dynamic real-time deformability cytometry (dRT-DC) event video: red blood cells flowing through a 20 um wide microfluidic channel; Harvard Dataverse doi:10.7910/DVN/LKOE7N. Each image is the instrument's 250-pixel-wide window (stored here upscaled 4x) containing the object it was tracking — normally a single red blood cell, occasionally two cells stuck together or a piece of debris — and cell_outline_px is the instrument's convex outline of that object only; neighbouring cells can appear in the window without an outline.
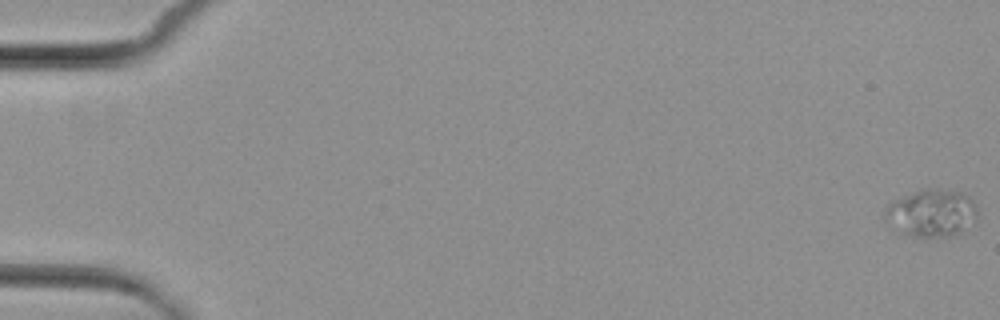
{"species": "common noctule bat (a hibernating species)", "species_latin": "Nyctalus noctula", "temperature_condition": "cold", "stored_images_in_passage": 4, "camera_frame_rate_fps": 3000, "um_per_image_px": 0.085, "animal": {"sex": "female", "body_mass_g": 29.2, "forearm_length_mm": 56.3}, "frame": {"image": 1, "passage_image": 1, "time_ms": 0.0, "image_size_px": [1000, 320], "cell_outline_px": [[976, 220], [960, 232], [952, 236], [916, 236], [904, 232], [884, 216], [884, 208], [888, 204], [920, 188], [924, 188], [964, 192], [976, 204]], "centroid_in_image_um": [79.24, 18.07], "position_along_channel_um": 5.8, "area_um2": 24.91}}